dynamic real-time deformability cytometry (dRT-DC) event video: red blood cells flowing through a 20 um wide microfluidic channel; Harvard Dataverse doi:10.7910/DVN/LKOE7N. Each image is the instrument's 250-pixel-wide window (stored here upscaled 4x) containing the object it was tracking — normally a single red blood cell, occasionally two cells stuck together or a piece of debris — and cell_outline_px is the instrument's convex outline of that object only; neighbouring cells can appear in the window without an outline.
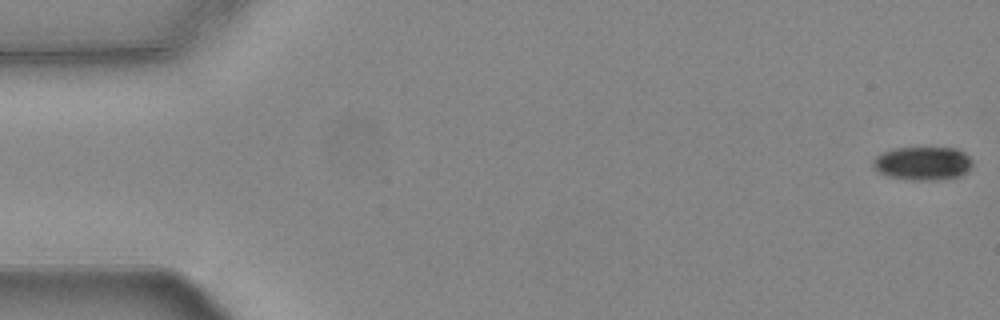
{"species": "common noctule bat (a hibernating species)", "species_latin": "Nyctalus noctula", "temperature_condition": "warm", "stored_images_in_passage": 33, "camera_frame_rate_fps": 3000, "um_per_image_px": 0.085, "animal": {"sex": "female", "body_mass_g": 24.6, "forearm_length_mm": 56.2}, "frame": {"image": 1, "passage_image": 1, "time_ms": 0.0, "image_size_px": [1000, 320], "cell_outline_px": [[972, 164], [960, 176], [936, 180], [908, 180], [888, 176], [880, 172], [872, 164], [872, 160], [876, 156], [884, 152], [896, 148], [956, 148], [964, 152], [972, 160]], "centroid_in_image_um": [78.42, 13.89], "position_along_channel_um": 6.6, "area_um2": 19.19}}
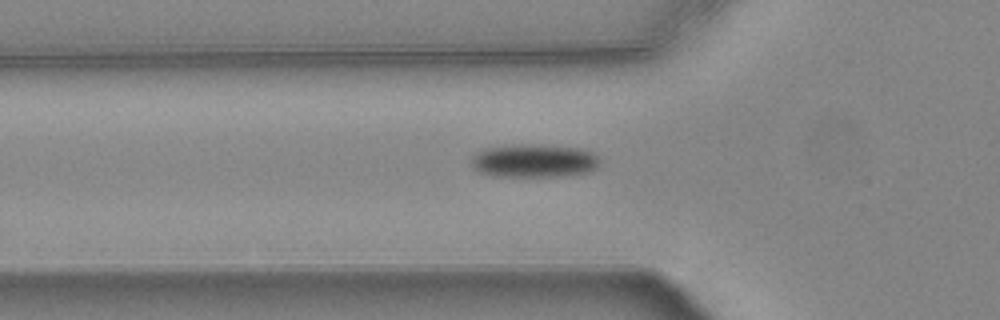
{"frame": {"image": 2, "passage_image": 19, "time_ms": 6.0, "image_size_px": [1000, 320], "cell_outline_px": [[600, 160], [596, 168], [588, 172], [572, 176], [492, 176], [476, 172], [472, 168], [472, 156], [476, 152], [488, 148], [520, 144], [540, 144], [580, 148], [592, 152]], "centroid_in_image_um": [45.39, 13.67], "position_along_channel_um": 80.4, "area_um2": 25.2}}
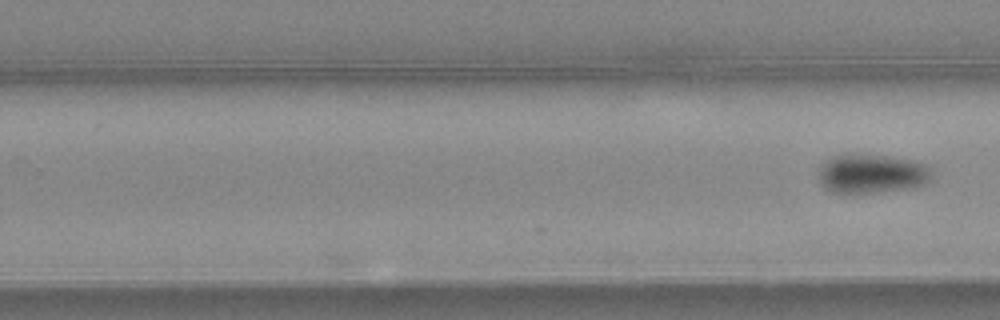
{"frame": {"image": 3, "passage_image": 33, "time_ms": 10.667, "image_size_px": [1000, 320], "cell_outline_px": [[932, 176], [924, 184], [908, 188], [852, 196], [832, 192], [824, 188], [820, 184], [816, 172], [820, 164], [824, 160], [832, 156], [848, 152], [912, 160], [928, 164], [932, 168]], "centroid_in_image_um": [73.99, 14.78], "position_along_channel_um": 255.8, "area_um2": 26.99}}